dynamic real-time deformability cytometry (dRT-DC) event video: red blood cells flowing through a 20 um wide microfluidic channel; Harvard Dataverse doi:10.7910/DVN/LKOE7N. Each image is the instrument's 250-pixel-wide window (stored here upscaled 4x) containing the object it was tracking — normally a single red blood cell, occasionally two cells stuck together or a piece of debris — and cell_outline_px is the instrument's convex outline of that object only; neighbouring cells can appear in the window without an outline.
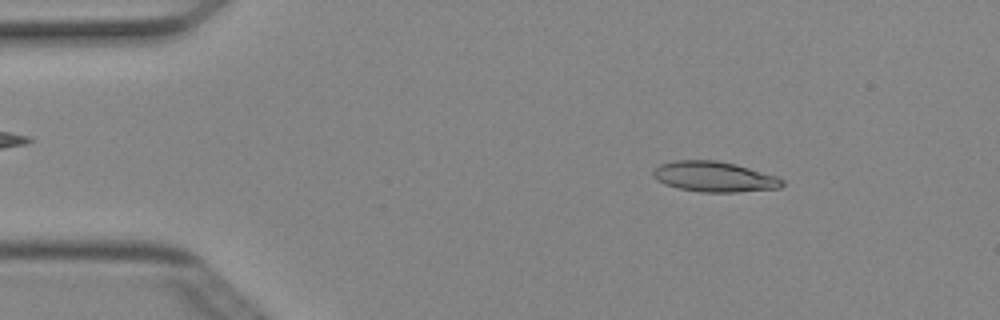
{"species": "Egyptian fruit bat (a non-hibernating species)", "species_latin": "Rousettus aegyptiacus", "temperature_condition": "cold", "stored_images_in_passage": 4, "camera_frame_rate_fps": 3000, "um_per_image_px": 0.085, "animal": {"sex": "female"}, "frame": {"image": 1, "passage_image": 4, "time_ms": 1.0, "image_size_px": [1000, 320], "cell_outline_px": [[784, 184], [780, 188], [736, 192], [700, 192], [680, 188], [664, 184], [656, 180], [652, 176], [652, 172], [660, 164], [672, 160], [716, 160], [736, 164], [776, 176], [784, 180]], "centroid_in_image_um": [60.69, 15.01], "position_along_channel_um": 24.3, "area_um2": 22.89}}